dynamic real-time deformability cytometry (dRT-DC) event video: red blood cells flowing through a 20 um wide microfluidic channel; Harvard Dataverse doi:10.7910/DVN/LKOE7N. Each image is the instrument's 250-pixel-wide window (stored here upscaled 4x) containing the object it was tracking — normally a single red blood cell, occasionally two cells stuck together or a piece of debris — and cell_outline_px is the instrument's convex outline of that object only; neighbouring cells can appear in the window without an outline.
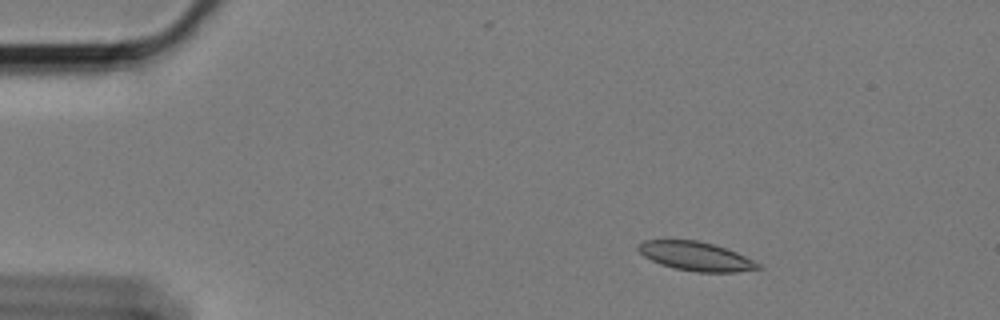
{"species": "Egyptian fruit bat (a non-hibernating species)", "species_latin": "Rousettus aegyptiacus", "temperature_condition": "cold", "stored_images_in_passage": 51, "camera_frame_rate_fps": 3000, "um_per_image_px": 0.085, "animal": {"sex": "female"}, "frame": {"image": 1, "passage_image": 1, "time_ms": 0.0, "image_size_px": [1000, 320], "cell_outline_px": [[764, 268], [736, 272], [696, 272], [676, 268], [660, 264], [644, 256], [636, 248], [644, 240], [696, 240], [712, 244], [736, 252], [760, 264]], "centroid_in_image_um": [59.16, 21.79], "position_along_channel_um": 25.8, "area_um2": 19.94}}
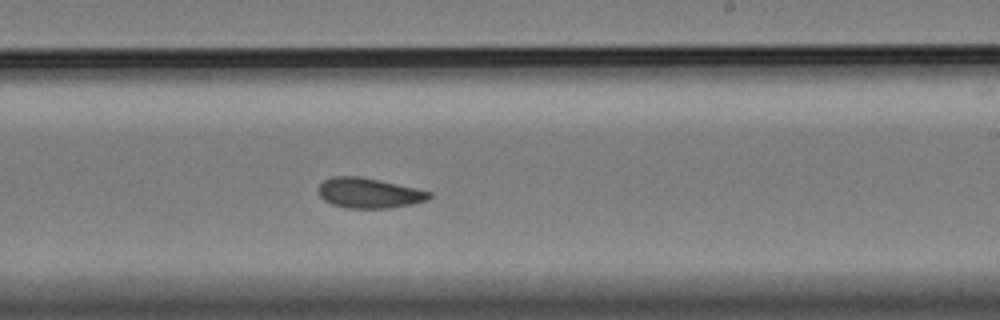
{"frame": {"image": 2, "passage_image": 28, "time_ms": 9.0, "image_size_px": [1000, 320], "cell_outline_px": [[432, 196], [428, 200], [412, 204], [388, 208], [348, 208], [332, 204], [324, 200], [320, 196], [320, 184], [324, 180], [332, 176], [360, 176], [380, 180], [416, 188], [432, 192]], "centroid_in_image_um": [31.39, 16.4], "position_along_channel_um": 257.6, "area_um2": 19.42}}
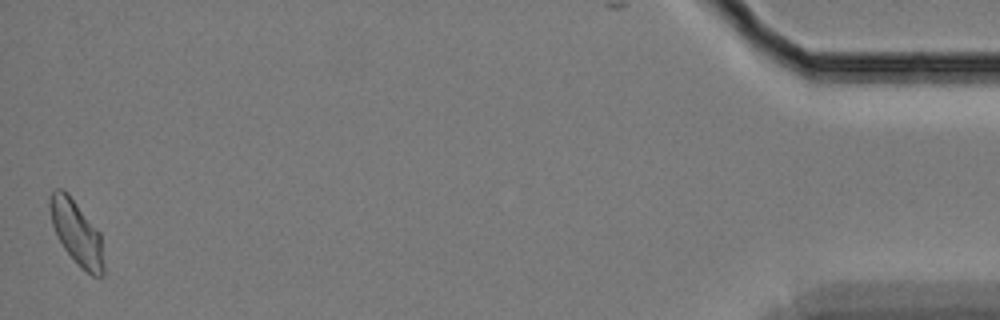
{"frame": {"image": 3, "passage_image": 51, "time_ms": 16.667, "image_size_px": [1000, 320], "cell_outline_px": [[104, 276], [92, 276], [80, 268], [64, 248], [56, 236], [52, 224], [48, 204], [48, 196], [56, 188], [64, 188], [68, 192], [100, 232], [104, 264]], "centroid_in_image_um": [6.5, 19.76], "position_along_channel_um": 428.7, "area_um2": 20.52}, "authors_computed_cell_mechanics": {"area_um2": 19.8832, "velocity_mm_per_s": 3.358, "shape_relaxation_time_tau1_ms": null, "shape_relaxation_time_tau2_ms": 3.18, "deformation_change_tau1": null, "deformation_change_tau2": 0.0665}}